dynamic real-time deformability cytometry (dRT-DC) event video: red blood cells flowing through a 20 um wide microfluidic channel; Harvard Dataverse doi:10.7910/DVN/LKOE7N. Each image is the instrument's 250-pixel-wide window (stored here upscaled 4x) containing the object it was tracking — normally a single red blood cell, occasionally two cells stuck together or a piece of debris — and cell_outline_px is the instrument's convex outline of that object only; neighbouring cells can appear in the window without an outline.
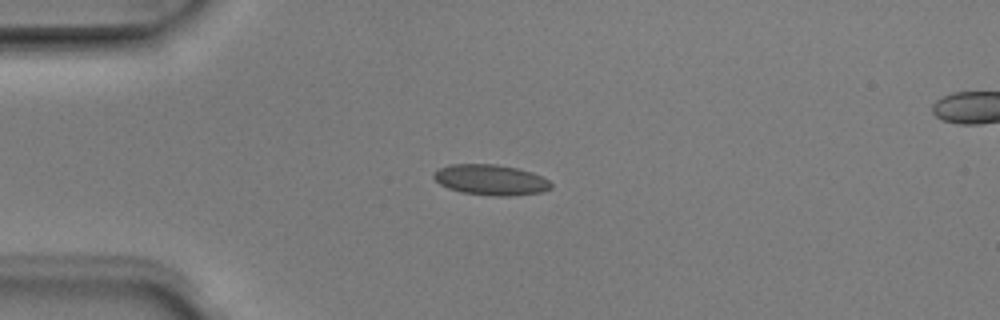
{"species": "Egyptian fruit bat (a non-hibernating species)", "species_latin": "Rousettus aegyptiacus", "temperature_condition": "room temperature", "stored_images_in_passage": 4, "camera_frame_rate_fps": 3000, "um_per_image_px": 0.085, "animal": {"sex": "male"}, "frame": {"image": 1, "passage_image": 1, "time_ms": 0.0, "image_size_px": [1000, 320], "cell_outline_px": [[552, 188], [540, 192], [512, 196], [496, 196], [460, 192], [448, 188], [440, 184], [432, 176], [432, 172], [440, 168], [452, 164], [496, 164], [516, 168], [532, 172], [548, 180], [552, 184]], "centroid_in_image_um": [41.69, 15.29], "position_along_channel_um": 43.3, "area_um2": 20.87}}
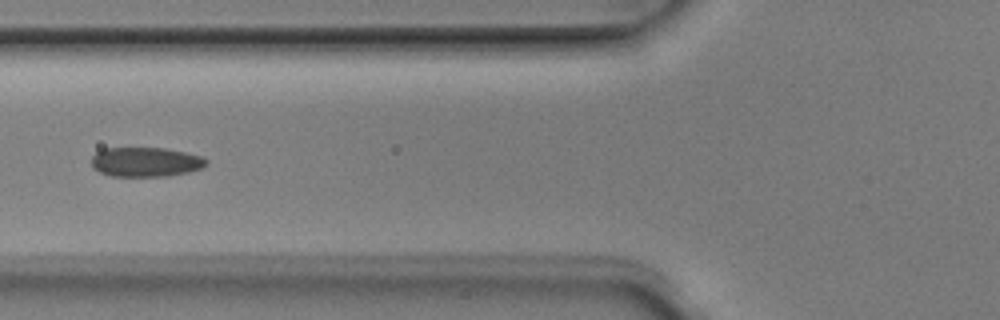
{"frame": {"image": 2, "passage_image": 3, "time_ms": 0.667, "image_size_px": [1000, 320], "cell_outline_px": [[208, 164], [204, 168], [188, 172], [164, 176], [112, 176], [100, 172], [92, 168], [92, 156], [96, 152], [104, 148], [164, 148], [204, 156], [208, 160]], "centroid_in_image_um": [12.41, 13.76], "position_along_channel_um": 113.4, "area_um2": 19.88}}
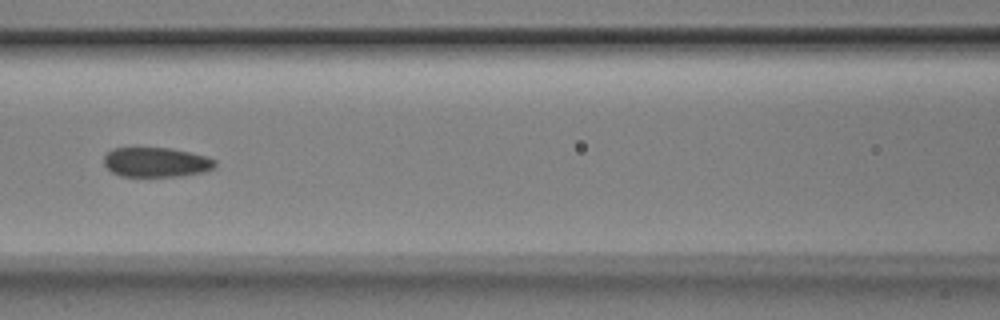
{"frame": {"image": 3, "passage_image": 4, "time_ms": 1.0, "image_size_px": [1000, 320], "cell_outline_px": [[216, 168], [204, 172], [180, 176], [120, 176], [112, 172], [104, 164], [104, 156], [112, 148], [172, 148], [208, 156], [216, 160]], "centroid_in_image_um": [13.32, 13.79], "position_along_channel_um": 153.3, "area_um2": 19.36}}